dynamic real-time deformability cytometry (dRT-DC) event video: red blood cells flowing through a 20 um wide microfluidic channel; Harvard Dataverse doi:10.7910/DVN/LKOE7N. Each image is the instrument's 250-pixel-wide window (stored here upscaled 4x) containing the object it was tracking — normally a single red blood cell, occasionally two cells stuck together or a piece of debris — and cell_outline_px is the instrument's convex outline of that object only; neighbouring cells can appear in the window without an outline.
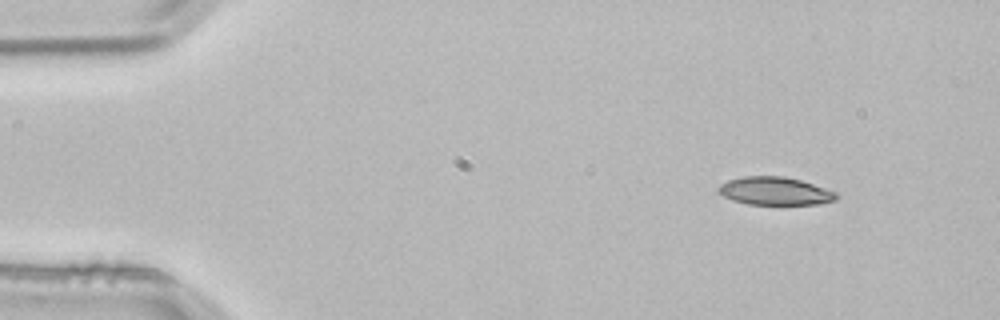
{"species": "common noctule bat (a hibernating species)", "species_latin": "Nyctalus noctula", "temperature_condition": "room temperature", "stored_images_in_passage": 3, "camera_frame_rate_fps": 3000, "um_per_image_px": 0.085, "animal": {"sex": "male", "body_mass_g": 21.5, "forearm_length_mm": 52.0}, "frame": {"image": 1, "passage_image": 1, "time_ms": 0.0, "image_size_px": [1000, 320], "cell_outline_px": [[840, 196], [836, 200], [820, 204], [748, 204], [732, 200], [724, 196], [716, 188], [720, 184], [728, 180], [744, 176], [784, 176], [800, 180], [836, 192]], "centroid_in_image_um": [65.88, 16.24], "position_along_channel_um": 19.1, "area_um2": 19.19}}
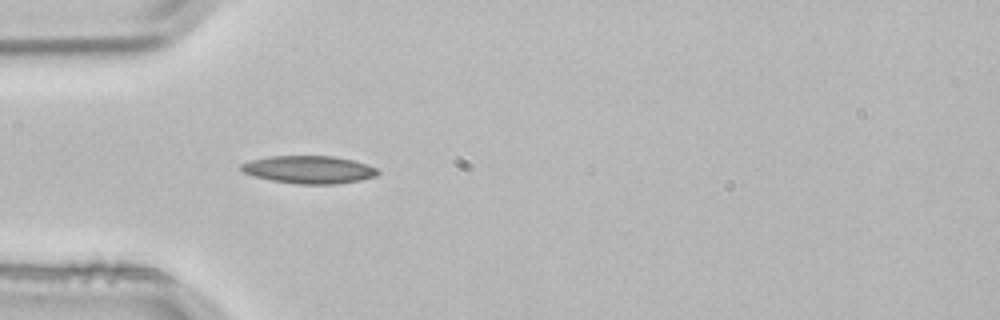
{"frame": {"image": 2, "passage_image": 3, "time_ms": 0.667, "image_size_px": [1000, 320], "cell_outline_px": [[380, 172], [376, 176], [360, 180], [336, 184], [296, 184], [272, 180], [252, 176], [244, 172], [240, 168], [240, 164], [252, 160], [268, 156], [332, 156], [352, 160], [368, 164], [376, 168]], "centroid_in_image_um": [26.27, 14.42], "position_along_channel_um": 58.7, "area_um2": 22.08}}